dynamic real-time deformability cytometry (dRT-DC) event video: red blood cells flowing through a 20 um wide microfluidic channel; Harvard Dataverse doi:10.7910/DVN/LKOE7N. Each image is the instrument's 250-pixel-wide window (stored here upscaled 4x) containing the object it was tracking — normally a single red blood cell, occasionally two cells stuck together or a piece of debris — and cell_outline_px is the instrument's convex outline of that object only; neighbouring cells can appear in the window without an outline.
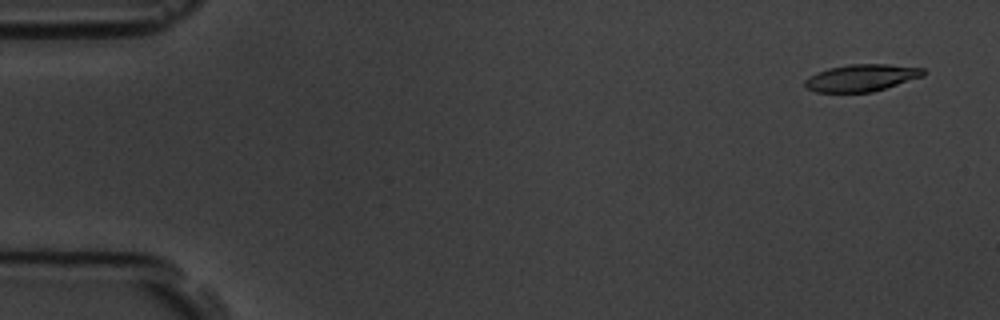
{"species": "common noctule bat (a hibernating species)", "species_latin": "Nyctalus noctula", "temperature_condition": "room temperature", "stored_images_in_passage": 5, "camera_frame_rate_fps": 3000, "um_per_image_px": 0.085, "animal": {"sex": "male", "body_mass_g": 19.5, "forearm_length_mm": 54.6}, "frame": {"image": 1, "passage_image": 1, "time_ms": 0.0, "image_size_px": [1000, 320], "cell_outline_px": [[928, 72], [924, 76], [872, 92], [816, 92], [804, 88], [804, 80], [808, 76], [816, 72], [828, 68], [848, 64], [888, 64], [924, 68]], "centroid_in_image_um": [73.21, 6.61], "position_along_channel_um": 11.8, "area_um2": 18.9}}
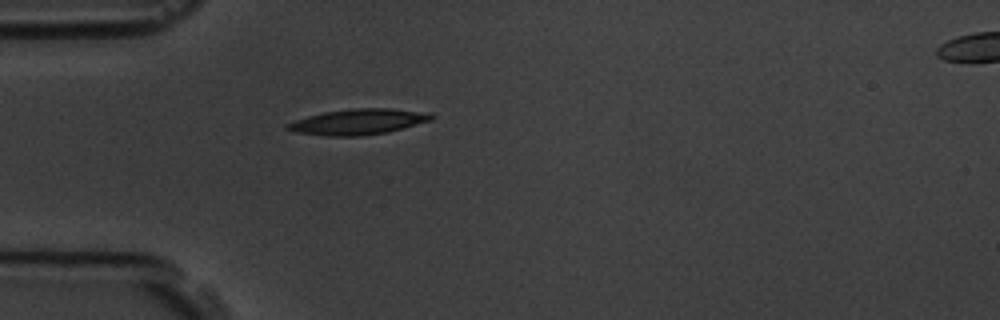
{"frame": {"image": 2, "passage_image": 5, "time_ms": 4.333, "image_size_px": [1000, 320], "cell_outline_px": [[436, 116], [432, 120], [388, 132], [360, 136], [328, 136], [296, 132], [284, 128], [284, 124], [308, 116], [324, 112], [352, 108], [392, 108], [432, 112]], "centroid_in_image_um": [30.5, 10.34], "position_along_channel_um": 54.5, "area_um2": 21.73}}